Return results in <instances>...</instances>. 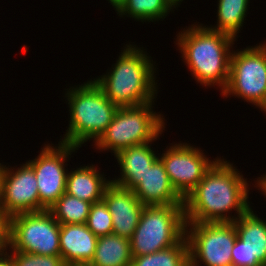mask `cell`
I'll return each mask as SVG.
<instances>
[{
    "label": "cell",
    "instance_id": "6da1fadb",
    "mask_svg": "<svg viewBox=\"0 0 266 266\" xmlns=\"http://www.w3.org/2000/svg\"><path fill=\"white\" fill-rule=\"evenodd\" d=\"M233 165L220 157L205 172L203 179L184 199L186 223L234 222L251 208V184ZM232 210L237 216L230 214Z\"/></svg>",
    "mask_w": 266,
    "mask_h": 266
},
{
    "label": "cell",
    "instance_id": "7a4b0ae2",
    "mask_svg": "<svg viewBox=\"0 0 266 266\" xmlns=\"http://www.w3.org/2000/svg\"><path fill=\"white\" fill-rule=\"evenodd\" d=\"M176 36V47L193 79L202 87L216 85L223 92L229 81L232 47L236 39L199 22L185 27Z\"/></svg>",
    "mask_w": 266,
    "mask_h": 266
},
{
    "label": "cell",
    "instance_id": "3957f363",
    "mask_svg": "<svg viewBox=\"0 0 266 266\" xmlns=\"http://www.w3.org/2000/svg\"><path fill=\"white\" fill-rule=\"evenodd\" d=\"M130 43L106 74L93 78L106 97L119 107L140 106L156 101L158 96L156 62L144 47Z\"/></svg>",
    "mask_w": 266,
    "mask_h": 266
},
{
    "label": "cell",
    "instance_id": "277c9868",
    "mask_svg": "<svg viewBox=\"0 0 266 266\" xmlns=\"http://www.w3.org/2000/svg\"><path fill=\"white\" fill-rule=\"evenodd\" d=\"M66 90L64 98L70 118L59 142L78 148L93 139L92 143H95L113 120L119 106L112 103L92 79Z\"/></svg>",
    "mask_w": 266,
    "mask_h": 266
},
{
    "label": "cell",
    "instance_id": "5b68a950",
    "mask_svg": "<svg viewBox=\"0 0 266 266\" xmlns=\"http://www.w3.org/2000/svg\"><path fill=\"white\" fill-rule=\"evenodd\" d=\"M154 104L153 101L140 106L119 107L104 133L93 144L95 149L109 150L115 156L122 149L159 139L165 130V118L153 110Z\"/></svg>",
    "mask_w": 266,
    "mask_h": 266
},
{
    "label": "cell",
    "instance_id": "8992f818",
    "mask_svg": "<svg viewBox=\"0 0 266 266\" xmlns=\"http://www.w3.org/2000/svg\"><path fill=\"white\" fill-rule=\"evenodd\" d=\"M184 205L144 206L130 238L132 257L152 254L177 244L185 236Z\"/></svg>",
    "mask_w": 266,
    "mask_h": 266
},
{
    "label": "cell",
    "instance_id": "52a82bcc",
    "mask_svg": "<svg viewBox=\"0 0 266 266\" xmlns=\"http://www.w3.org/2000/svg\"><path fill=\"white\" fill-rule=\"evenodd\" d=\"M60 223L49 210L19 213L8 219L9 247L14 251L61 256Z\"/></svg>",
    "mask_w": 266,
    "mask_h": 266
},
{
    "label": "cell",
    "instance_id": "ba28073f",
    "mask_svg": "<svg viewBox=\"0 0 266 266\" xmlns=\"http://www.w3.org/2000/svg\"><path fill=\"white\" fill-rule=\"evenodd\" d=\"M222 96L242 98L257 108L266 97V45L248 46L232 51L230 74Z\"/></svg>",
    "mask_w": 266,
    "mask_h": 266
},
{
    "label": "cell",
    "instance_id": "9c48e42d",
    "mask_svg": "<svg viewBox=\"0 0 266 266\" xmlns=\"http://www.w3.org/2000/svg\"><path fill=\"white\" fill-rule=\"evenodd\" d=\"M185 236L189 256L198 265L232 266V249L238 237L234 222L186 223Z\"/></svg>",
    "mask_w": 266,
    "mask_h": 266
},
{
    "label": "cell",
    "instance_id": "30bf717a",
    "mask_svg": "<svg viewBox=\"0 0 266 266\" xmlns=\"http://www.w3.org/2000/svg\"><path fill=\"white\" fill-rule=\"evenodd\" d=\"M52 145L45 144L36 158L26 161L33 168L37 179L39 211L48 210L65 193L67 162L71 154L79 149L62 142Z\"/></svg>",
    "mask_w": 266,
    "mask_h": 266
},
{
    "label": "cell",
    "instance_id": "8fae6325",
    "mask_svg": "<svg viewBox=\"0 0 266 266\" xmlns=\"http://www.w3.org/2000/svg\"><path fill=\"white\" fill-rule=\"evenodd\" d=\"M171 145L166 147V151L163 150L164 153L159 155V158L164 164L171 185L185 199L219 156L210 160L200 147L196 148L186 142L180 141Z\"/></svg>",
    "mask_w": 266,
    "mask_h": 266
},
{
    "label": "cell",
    "instance_id": "7c38bea8",
    "mask_svg": "<svg viewBox=\"0 0 266 266\" xmlns=\"http://www.w3.org/2000/svg\"><path fill=\"white\" fill-rule=\"evenodd\" d=\"M2 163V216L9 219L19 213L39 211L38 185L33 168L26 162L14 168Z\"/></svg>",
    "mask_w": 266,
    "mask_h": 266
},
{
    "label": "cell",
    "instance_id": "4fadbf2b",
    "mask_svg": "<svg viewBox=\"0 0 266 266\" xmlns=\"http://www.w3.org/2000/svg\"><path fill=\"white\" fill-rule=\"evenodd\" d=\"M232 266H266V221L252 207L235 221Z\"/></svg>",
    "mask_w": 266,
    "mask_h": 266
},
{
    "label": "cell",
    "instance_id": "5bb4252c",
    "mask_svg": "<svg viewBox=\"0 0 266 266\" xmlns=\"http://www.w3.org/2000/svg\"><path fill=\"white\" fill-rule=\"evenodd\" d=\"M102 200L112 216L113 234L130 239L138 225L143 203L131 189L112 181L105 188Z\"/></svg>",
    "mask_w": 266,
    "mask_h": 266
},
{
    "label": "cell",
    "instance_id": "9a60e30c",
    "mask_svg": "<svg viewBox=\"0 0 266 266\" xmlns=\"http://www.w3.org/2000/svg\"><path fill=\"white\" fill-rule=\"evenodd\" d=\"M132 191L144 206L184 205V199L171 185L160 158L146 171L141 182Z\"/></svg>",
    "mask_w": 266,
    "mask_h": 266
},
{
    "label": "cell",
    "instance_id": "2e32d148",
    "mask_svg": "<svg viewBox=\"0 0 266 266\" xmlns=\"http://www.w3.org/2000/svg\"><path fill=\"white\" fill-rule=\"evenodd\" d=\"M98 237L86 224H60V253L67 266H86L92 261Z\"/></svg>",
    "mask_w": 266,
    "mask_h": 266
},
{
    "label": "cell",
    "instance_id": "e0dca14e",
    "mask_svg": "<svg viewBox=\"0 0 266 266\" xmlns=\"http://www.w3.org/2000/svg\"><path fill=\"white\" fill-rule=\"evenodd\" d=\"M153 142L130 146L119 151L114 158L120 167V175L111 181L119 186L133 190L146 171L159 158V154L151 147ZM115 179V180H114Z\"/></svg>",
    "mask_w": 266,
    "mask_h": 266
},
{
    "label": "cell",
    "instance_id": "ac0fdd59",
    "mask_svg": "<svg viewBox=\"0 0 266 266\" xmlns=\"http://www.w3.org/2000/svg\"><path fill=\"white\" fill-rule=\"evenodd\" d=\"M68 171L65 193L91 204L102 201L103 194L111 179L104 176L98 168L91 165L77 167Z\"/></svg>",
    "mask_w": 266,
    "mask_h": 266
},
{
    "label": "cell",
    "instance_id": "d6986e66",
    "mask_svg": "<svg viewBox=\"0 0 266 266\" xmlns=\"http://www.w3.org/2000/svg\"><path fill=\"white\" fill-rule=\"evenodd\" d=\"M132 258L130 239L110 234L98 237L88 266H131Z\"/></svg>",
    "mask_w": 266,
    "mask_h": 266
},
{
    "label": "cell",
    "instance_id": "ffe728a7",
    "mask_svg": "<svg viewBox=\"0 0 266 266\" xmlns=\"http://www.w3.org/2000/svg\"><path fill=\"white\" fill-rule=\"evenodd\" d=\"M250 0H218L217 24L209 29L224 32L236 40L247 16Z\"/></svg>",
    "mask_w": 266,
    "mask_h": 266
},
{
    "label": "cell",
    "instance_id": "44dd1931",
    "mask_svg": "<svg viewBox=\"0 0 266 266\" xmlns=\"http://www.w3.org/2000/svg\"><path fill=\"white\" fill-rule=\"evenodd\" d=\"M174 7L168 0H127L126 4L117 13L123 18L132 17V20L144 22L162 21Z\"/></svg>",
    "mask_w": 266,
    "mask_h": 266
},
{
    "label": "cell",
    "instance_id": "7402d4cb",
    "mask_svg": "<svg viewBox=\"0 0 266 266\" xmlns=\"http://www.w3.org/2000/svg\"><path fill=\"white\" fill-rule=\"evenodd\" d=\"M91 205L64 193L48 210L60 224H86Z\"/></svg>",
    "mask_w": 266,
    "mask_h": 266
},
{
    "label": "cell",
    "instance_id": "603a6c76",
    "mask_svg": "<svg viewBox=\"0 0 266 266\" xmlns=\"http://www.w3.org/2000/svg\"><path fill=\"white\" fill-rule=\"evenodd\" d=\"M189 256L186 236L177 244L152 254L132 258L131 266H180Z\"/></svg>",
    "mask_w": 266,
    "mask_h": 266
},
{
    "label": "cell",
    "instance_id": "cb8c5ba5",
    "mask_svg": "<svg viewBox=\"0 0 266 266\" xmlns=\"http://www.w3.org/2000/svg\"><path fill=\"white\" fill-rule=\"evenodd\" d=\"M86 225L97 237L113 234L112 216L103 200L91 205Z\"/></svg>",
    "mask_w": 266,
    "mask_h": 266
},
{
    "label": "cell",
    "instance_id": "d4e9b609",
    "mask_svg": "<svg viewBox=\"0 0 266 266\" xmlns=\"http://www.w3.org/2000/svg\"><path fill=\"white\" fill-rule=\"evenodd\" d=\"M7 250L12 256L14 266H67L61 256H45L14 251L9 246Z\"/></svg>",
    "mask_w": 266,
    "mask_h": 266
},
{
    "label": "cell",
    "instance_id": "484cf974",
    "mask_svg": "<svg viewBox=\"0 0 266 266\" xmlns=\"http://www.w3.org/2000/svg\"><path fill=\"white\" fill-rule=\"evenodd\" d=\"M8 246V219L0 216V256L7 251Z\"/></svg>",
    "mask_w": 266,
    "mask_h": 266
},
{
    "label": "cell",
    "instance_id": "4316f807",
    "mask_svg": "<svg viewBox=\"0 0 266 266\" xmlns=\"http://www.w3.org/2000/svg\"><path fill=\"white\" fill-rule=\"evenodd\" d=\"M261 176L257 177V180H254L256 186L254 184L253 186L256 187V189H258L259 191H261V194L266 197V174H263Z\"/></svg>",
    "mask_w": 266,
    "mask_h": 266
},
{
    "label": "cell",
    "instance_id": "83f0119b",
    "mask_svg": "<svg viewBox=\"0 0 266 266\" xmlns=\"http://www.w3.org/2000/svg\"><path fill=\"white\" fill-rule=\"evenodd\" d=\"M0 266H14L12 256L7 251L0 256Z\"/></svg>",
    "mask_w": 266,
    "mask_h": 266
},
{
    "label": "cell",
    "instance_id": "f1b7e54d",
    "mask_svg": "<svg viewBox=\"0 0 266 266\" xmlns=\"http://www.w3.org/2000/svg\"><path fill=\"white\" fill-rule=\"evenodd\" d=\"M108 3H111L113 8L115 9V12H119L122 7L126 4L127 0H107Z\"/></svg>",
    "mask_w": 266,
    "mask_h": 266
},
{
    "label": "cell",
    "instance_id": "f546056e",
    "mask_svg": "<svg viewBox=\"0 0 266 266\" xmlns=\"http://www.w3.org/2000/svg\"><path fill=\"white\" fill-rule=\"evenodd\" d=\"M180 266H199L190 256H188Z\"/></svg>",
    "mask_w": 266,
    "mask_h": 266
},
{
    "label": "cell",
    "instance_id": "4dcf8cb0",
    "mask_svg": "<svg viewBox=\"0 0 266 266\" xmlns=\"http://www.w3.org/2000/svg\"><path fill=\"white\" fill-rule=\"evenodd\" d=\"M170 3H171V5L176 9V7L178 8V6L181 4V2L183 1V0H168Z\"/></svg>",
    "mask_w": 266,
    "mask_h": 266
},
{
    "label": "cell",
    "instance_id": "1f68e13d",
    "mask_svg": "<svg viewBox=\"0 0 266 266\" xmlns=\"http://www.w3.org/2000/svg\"><path fill=\"white\" fill-rule=\"evenodd\" d=\"M1 175H2V163H0V216H2V208H1Z\"/></svg>",
    "mask_w": 266,
    "mask_h": 266
},
{
    "label": "cell",
    "instance_id": "d6a6232c",
    "mask_svg": "<svg viewBox=\"0 0 266 266\" xmlns=\"http://www.w3.org/2000/svg\"><path fill=\"white\" fill-rule=\"evenodd\" d=\"M258 108L261 109L262 112L264 111L263 113L266 114V97H265V100L259 105Z\"/></svg>",
    "mask_w": 266,
    "mask_h": 266
}]
</instances>
